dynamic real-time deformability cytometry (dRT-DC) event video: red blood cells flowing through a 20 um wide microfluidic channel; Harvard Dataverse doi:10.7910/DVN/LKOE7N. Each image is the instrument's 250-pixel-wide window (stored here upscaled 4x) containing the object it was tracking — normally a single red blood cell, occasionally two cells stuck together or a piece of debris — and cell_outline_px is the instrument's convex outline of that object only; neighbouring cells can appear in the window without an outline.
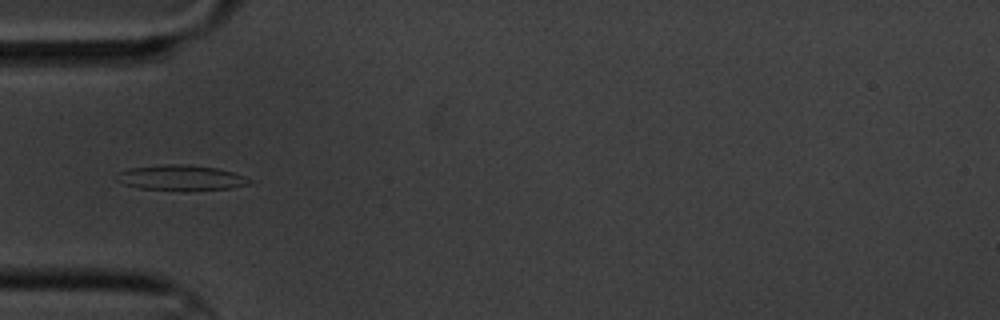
{"species": "common noctule bat (a hibernating species)", "species_latin": "Nyctalus noctula", "temperature_condition": "cold", "stored_images_in_passage": 6, "camera_frame_rate_fps": 3000, "um_per_image_px": 0.085, "animal": {"sex": "male", "body_mass_g": 20.1, "forearm_length_mm": 53.5}, "frame": {"image": 1, "passage_image": 5, "time_ms": 4.333, "image_size_px": [1000, 320], "cell_outline_px": [[252, 184], [232, 188], [188, 192], [184, 192], [140, 188], [124, 184], [116, 180], [116, 172], [128, 168], [164, 164], [188, 164], [216, 168], [248, 176], [252, 180]], "centroid_in_image_um": [15.41, 15.13], "position_along_channel_um": 69.6, "area_um2": 20.4}}